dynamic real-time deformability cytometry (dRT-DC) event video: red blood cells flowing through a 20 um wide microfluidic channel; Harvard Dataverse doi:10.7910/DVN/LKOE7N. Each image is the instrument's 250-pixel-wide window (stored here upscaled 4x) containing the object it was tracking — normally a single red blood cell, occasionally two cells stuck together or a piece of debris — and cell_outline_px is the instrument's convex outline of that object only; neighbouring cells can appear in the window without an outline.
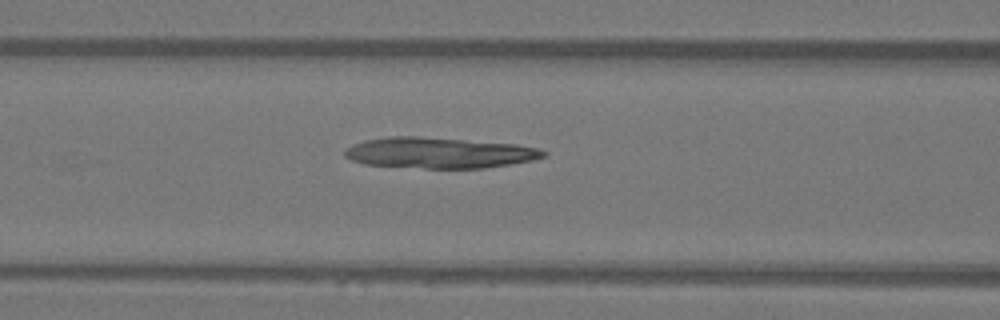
{"species": "Egyptian fruit bat (a non-hibernating species)", "species_latin": "Rousettus aegyptiacus", "temperature_condition": "warm", "stored_images_in_passage": 50, "camera_frame_rate_fps": 3000, "um_per_image_px": 0.085, "animal": {"sex": "female"}, "frame": {"image": 1, "passage_image": 20, "time_ms": 6.333, "image_size_px": [1000, 320], "cell_outline_px": [[548, 152], [544, 156], [532, 160], [484, 168], [424, 168], [364, 164], [352, 160], [344, 156], [344, 148], [352, 144], [364, 140], [388, 136], [416, 136], [516, 144], [540, 148]], "centroid_in_image_um": [37.29, 12.98], "position_along_channel_um": 129.3, "area_um2": 35.66}}
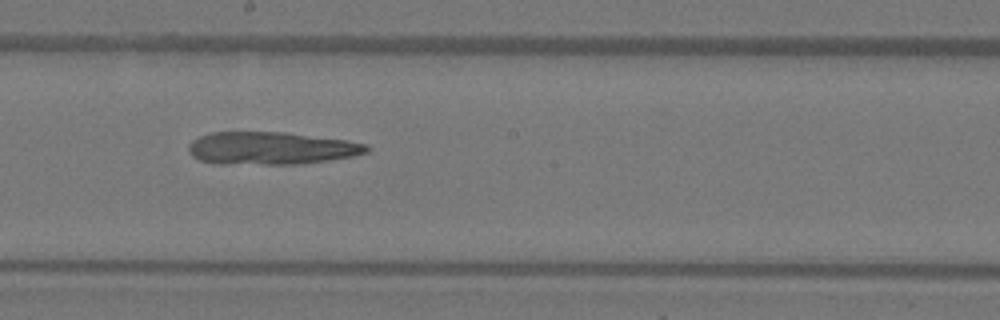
{"frame": {"image": 2, "passage_image": 27, "time_ms": 8.667, "image_size_px": [1000, 320], "cell_outline_px": [[368, 152], [352, 156], [304, 164], [212, 164], [200, 160], [192, 156], [188, 152], [188, 144], [192, 140], [200, 136], [212, 132], [284, 132], [344, 140], [368, 144]], "centroid_in_image_um": [22.98, 12.61], "position_along_channel_um": 225.2, "area_um2": 33.99}}
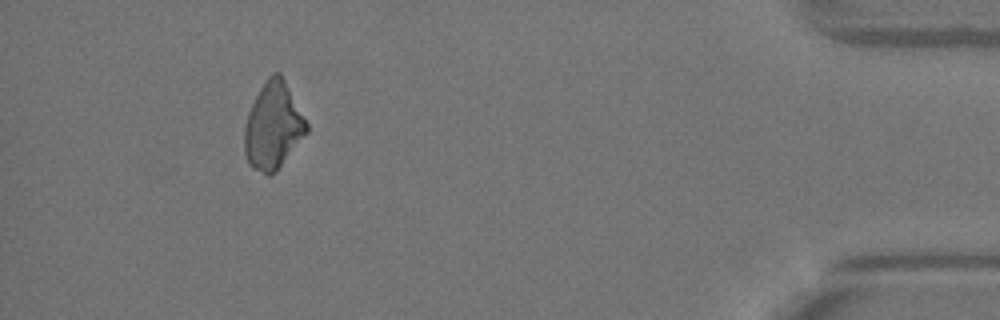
{"frame": {"image": 3, "passage_image": 45, "time_ms": 14.667, "image_size_px": [1000, 320], "cell_outline_px": [[308, 132], [276, 172], [272, 176], [268, 176], [252, 168], [248, 164], [244, 152], [244, 128], [248, 112], [260, 88], [268, 76], [272, 72], [280, 72], [308, 124]], "centroid_in_image_um": [23.2, 10.74], "position_along_channel_um": 412.0, "area_um2": 31.5}}